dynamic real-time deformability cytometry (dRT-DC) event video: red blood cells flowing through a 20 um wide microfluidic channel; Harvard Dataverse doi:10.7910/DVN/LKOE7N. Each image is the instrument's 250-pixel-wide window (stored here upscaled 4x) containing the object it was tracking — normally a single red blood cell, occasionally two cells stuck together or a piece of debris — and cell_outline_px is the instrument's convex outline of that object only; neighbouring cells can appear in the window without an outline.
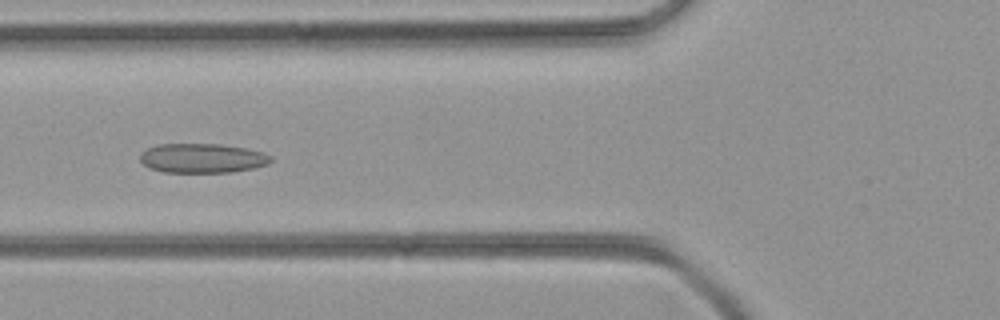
{"species": "common noctule bat (a hibernating species)", "species_latin": "Nyctalus noctula", "temperature_condition": "room temperature", "stored_images_in_passage": 39, "camera_frame_rate_fps": 3000, "um_per_image_px": 0.085, "animal": {"sex": "female", "body_mass_g": 21.9}, "frame": {"image": 1, "passage_image": 10, "time_ms": 3.0, "image_size_px": [1000, 320], "cell_outline_px": [[272, 160], [268, 164], [252, 168], [232, 172], [164, 172], [152, 168], [144, 164], [140, 160], [140, 152], [148, 148], [160, 144], [220, 144], [244, 148], [264, 152], [272, 156]], "centroid_in_image_um": [17.21, 13.44], "position_along_channel_um": 108.6, "area_um2": 22.31}}
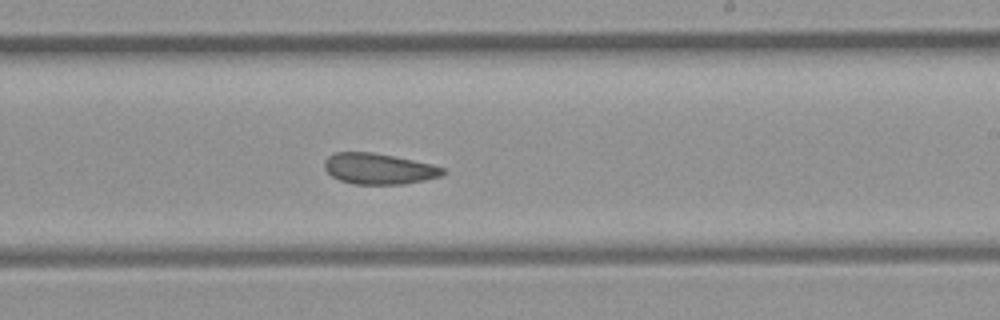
{"frame": {"image": 2, "passage_image": 20, "time_ms": 6.333, "image_size_px": [1000, 320], "cell_outline_px": [[444, 172], [440, 176], [424, 180], [404, 184], [356, 184], [340, 180], [332, 176], [324, 168], [324, 160], [328, 156], [336, 152], [372, 152], [432, 164], [444, 168]], "centroid_in_image_um": [32.16, 14.34], "position_along_channel_um": 256.8, "area_um2": 21.1}}
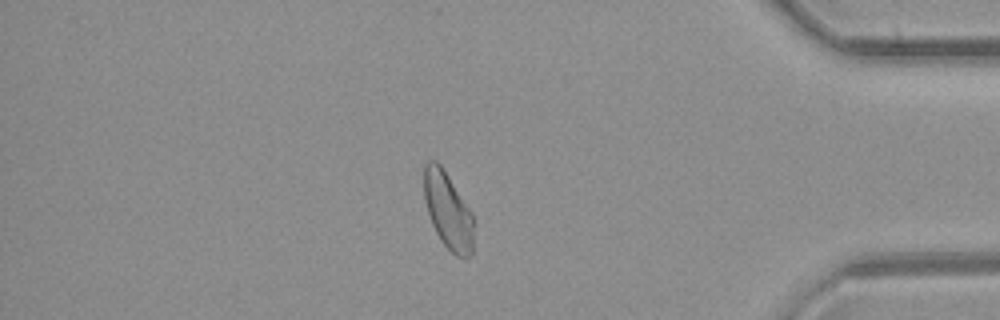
{"frame": {"image": 3, "passage_image": 32, "time_ms": 10.333, "image_size_px": [1000, 320], "cell_outline_px": [[472, 252], [464, 260], [456, 256], [440, 240], [432, 224], [424, 200], [424, 164], [428, 160], [436, 160], [440, 164], [472, 212]], "centroid_in_image_um": [38.05, 17.9], "position_along_channel_um": 397.1, "area_um2": 21.96}}